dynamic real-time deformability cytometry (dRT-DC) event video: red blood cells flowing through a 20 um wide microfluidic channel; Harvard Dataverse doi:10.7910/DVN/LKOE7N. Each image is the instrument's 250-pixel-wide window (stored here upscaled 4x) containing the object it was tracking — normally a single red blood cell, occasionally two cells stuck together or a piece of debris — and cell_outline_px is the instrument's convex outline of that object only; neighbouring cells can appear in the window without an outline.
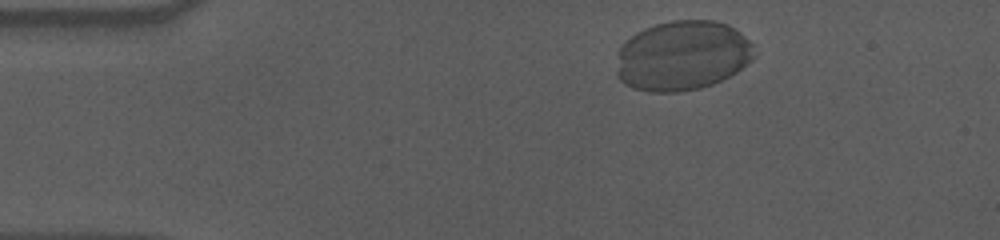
{"species": "human", "species_latin": "Homo sapiens", "temperature_condition": "cold", "stored_images_in_passage": 42, "camera_frame_rate_fps": 3000, "um_per_image_px": 0.085, "donor": {"sex": "male"}, "frame": {"image": 1, "passage_image": 3, "time_ms": 0.667, "image_size_px": [1000, 240], "cell_outline_px": [[756, 56], [752, 60], [736, 72], [712, 84], [700, 88], [680, 92], [648, 92], [632, 88], [624, 84], [616, 76], [616, 72], [620, 44], [624, 40], [636, 32], [644, 28], [656, 24], [672, 20], [716, 20], [728, 24], [740, 32], [752, 44]], "centroid_in_image_um": [57.97, 4.73], "position_along_channel_um": 27.0, "area_um2": 56.59}}
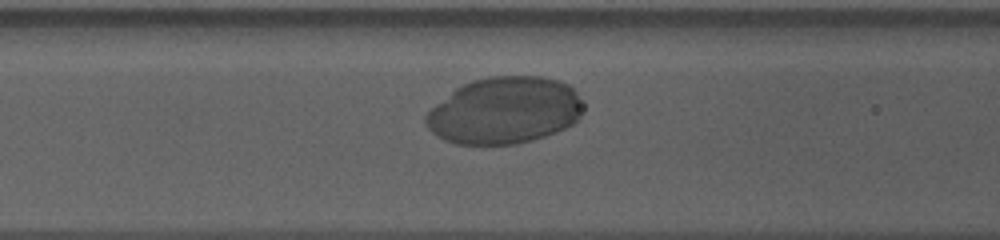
{"frame": {"image": 2, "passage_image": 17, "time_ms": 5.333, "image_size_px": [1000, 240], "cell_outline_px": [[580, 120], [556, 132], [532, 140], [516, 144], [456, 144], [444, 140], [436, 136], [428, 128], [424, 120], [424, 116], [436, 104], [456, 88], [472, 80], [488, 76], [540, 76], [560, 80], [568, 84], [576, 92], [580, 104]], "centroid_in_image_um": [42.86, 9.39], "position_along_channel_um": 123.7, "area_um2": 61.15}}
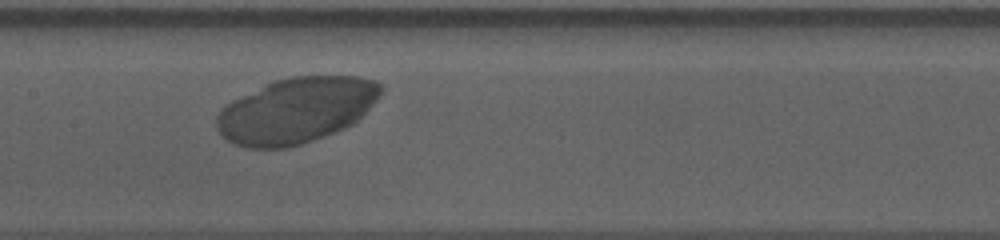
{"frame": {"image": 3, "passage_image": 22, "time_ms": 7.0, "image_size_px": [1000, 240], "cell_outline_px": [[384, 92], [352, 124], [344, 128], [312, 140], [300, 144], [284, 148], [248, 148], [236, 144], [220, 136], [216, 128], [216, 116], [220, 108], [224, 104], [272, 80], [292, 76], [356, 76], [376, 80], [384, 88]], "centroid_in_image_um": [25.13, 9.36], "position_along_channel_um": 182.3, "area_um2": 62.83}}